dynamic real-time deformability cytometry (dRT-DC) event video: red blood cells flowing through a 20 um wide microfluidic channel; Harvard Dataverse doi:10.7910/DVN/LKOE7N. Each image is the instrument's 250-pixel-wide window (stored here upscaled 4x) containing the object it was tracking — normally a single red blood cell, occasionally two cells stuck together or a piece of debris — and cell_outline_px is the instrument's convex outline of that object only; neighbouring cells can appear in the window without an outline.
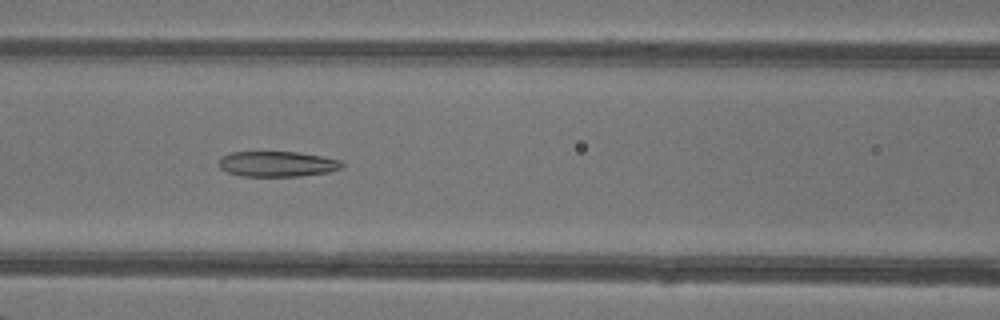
{"species": "common noctule bat (a hibernating species)", "species_latin": "Nyctalus noctula", "temperature_condition": "warm", "stored_images_in_passage": 47, "camera_frame_rate_fps": 3000, "um_per_image_px": 0.085, "animal": {"sex": "female"}, "frame": {"image": 1, "passage_image": 21, "time_ms": 6.667, "image_size_px": [1000, 320], "cell_outline_px": [[344, 168], [328, 172], [300, 176], [244, 176], [228, 172], [220, 168], [220, 156], [232, 152], [300, 152], [324, 156], [340, 160], [344, 164]], "centroid_in_image_um": [23.62, 13.93], "position_along_channel_um": 143.0, "area_um2": 18.32}}
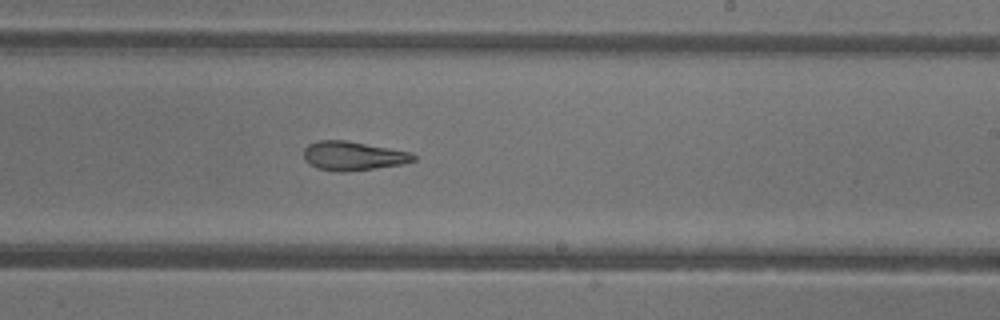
{"frame": {"image": 2, "passage_image": 29, "time_ms": 9.333, "image_size_px": [1000, 320], "cell_outline_px": [[416, 160], [404, 164], [340, 172], [336, 172], [316, 168], [308, 164], [304, 160], [304, 148], [308, 144], [316, 140], [344, 140], [412, 152], [416, 156]], "centroid_in_image_um": [29.98, 13.25], "position_along_channel_um": 259.0, "area_um2": 18.61}}
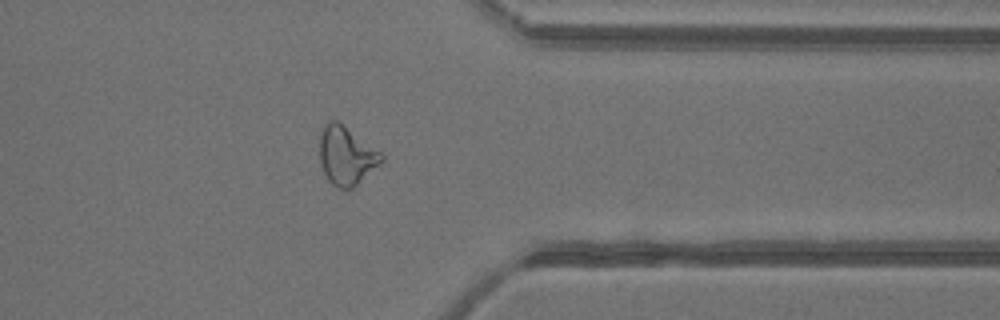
{"frame": {"image": 3, "passage_image": 38, "time_ms": 12.333, "image_size_px": [1000, 320], "cell_outline_px": [[384, 160], [380, 164], [352, 188], [340, 188], [332, 184], [328, 180], [320, 164], [320, 136], [324, 124], [328, 120], [336, 120], [380, 152], [384, 156]], "centroid_in_image_um": [29.42, 13.23], "position_along_channel_um": 382.0, "area_um2": 20.63}, "authors_computed_cell_mechanics": {"area_um2": 21.3282, "velocity_mm_per_s": 4.3558, "shape_relaxation_time_tau1_ms": null, "shape_relaxation_time_tau2_ms": 2.669, "deformation_change_tau1": null, "deformation_change_tau2": 0.125}}